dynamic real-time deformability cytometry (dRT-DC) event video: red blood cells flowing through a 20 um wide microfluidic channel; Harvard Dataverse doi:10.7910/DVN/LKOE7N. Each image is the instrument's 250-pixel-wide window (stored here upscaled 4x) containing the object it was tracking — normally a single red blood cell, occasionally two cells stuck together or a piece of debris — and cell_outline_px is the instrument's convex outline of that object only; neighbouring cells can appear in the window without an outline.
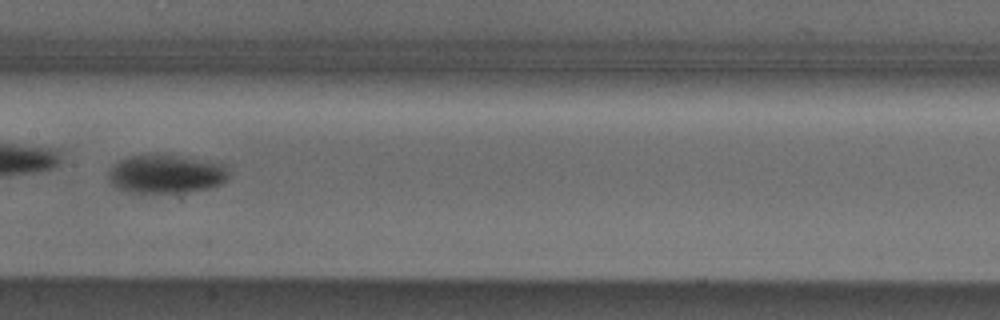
{"species": "Egyptian fruit bat (a non-hibernating species)", "species_latin": "Rousettus aegyptiacus", "temperature_condition": "cold", "stored_images_in_passage": 10, "camera_frame_rate_fps": 3000, "um_per_image_px": 0.085, "animal": {"sex": "male"}, "frame": {"image": 1, "passage_image": 7, "time_ms": 8.0, "image_size_px": [1000, 320], "cell_outline_px": [[228, 180], [220, 184], [208, 188], [188, 192], [128, 192], [116, 188], [108, 180], [108, 172], [112, 164], [120, 160], [132, 156], [172, 156], [224, 164], [228, 172]], "centroid_in_image_um": [14.07, 14.82], "position_along_channel_um": 193.3, "area_um2": 26.47}}